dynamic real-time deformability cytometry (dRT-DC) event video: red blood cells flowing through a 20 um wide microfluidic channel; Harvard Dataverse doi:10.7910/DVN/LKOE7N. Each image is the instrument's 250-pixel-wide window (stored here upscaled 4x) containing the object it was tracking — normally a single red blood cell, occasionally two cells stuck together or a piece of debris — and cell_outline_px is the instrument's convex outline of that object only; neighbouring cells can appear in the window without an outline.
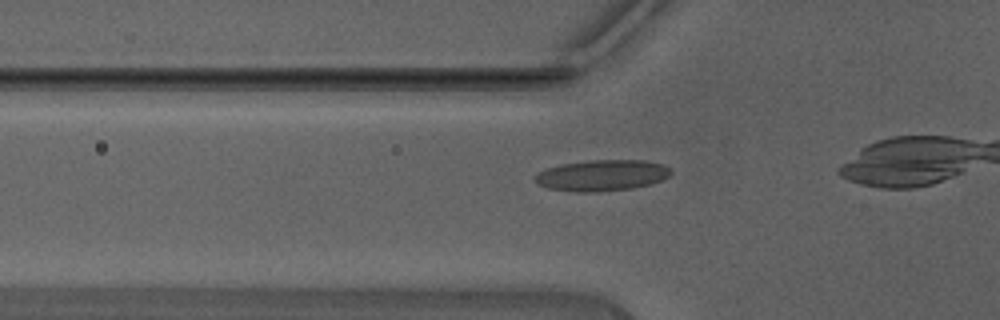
{"species": "Egyptian fruit bat (a non-hibernating species)", "species_latin": "Rousettus aegyptiacus", "temperature_condition": "warm", "stored_images_in_passage": 14, "camera_frame_rate_fps": 3000, "um_per_image_px": 0.085, "animal": {"sex": "male"}, "frame": {"image": 1, "passage_image": 9, "time_ms": 2.667, "image_size_px": [1000, 320], "cell_outline_px": [[672, 172], [668, 176], [660, 180], [648, 184], [632, 188], [600, 192], [576, 192], [548, 188], [540, 184], [536, 180], [536, 172], [560, 164], [592, 160], [644, 160], [664, 164], [672, 168]], "centroid_in_image_um": [51.19, 14.9], "position_along_channel_um": 74.6, "area_um2": 24.57}}
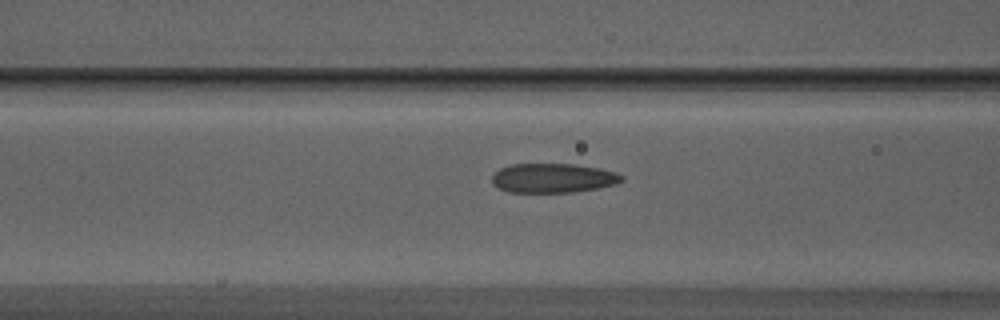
{"frame": {"image": 2, "passage_image": 12, "time_ms": 3.667, "image_size_px": [1000, 320], "cell_outline_px": [[624, 180], [616, 184], [600, 188], [572, 192], [508, 192], [492, 184], [492, 176], [500, 168], [512, 164], [572, 164], [600, 168], [616, 172], [624, 176]], "centroid_in_image_um": [47.04, 15.14], "position_along_channel_um": 119.6, "area_um2": 22.25}}